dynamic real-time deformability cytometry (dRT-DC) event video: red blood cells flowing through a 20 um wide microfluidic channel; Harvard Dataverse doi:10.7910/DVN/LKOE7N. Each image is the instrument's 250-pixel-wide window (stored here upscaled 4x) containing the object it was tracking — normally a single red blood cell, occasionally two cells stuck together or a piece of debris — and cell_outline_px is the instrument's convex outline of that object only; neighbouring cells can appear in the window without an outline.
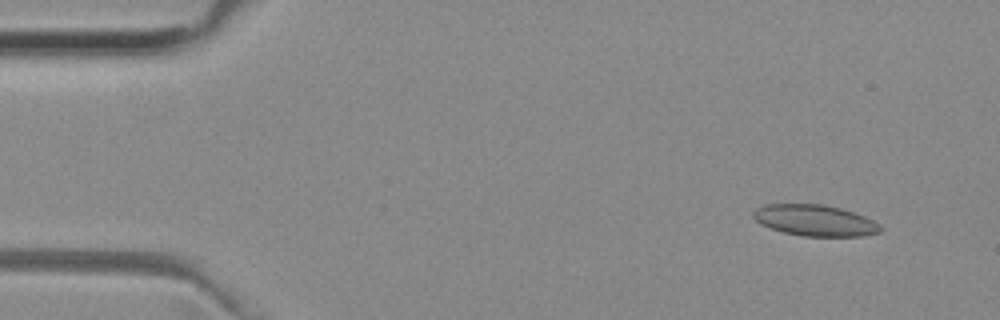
{"species": "common noctule bat (a hibernating species)", "species_latin": "Nyctalus noctula", "temperature_condition": "room temperature", "stored_images_in_passage": 51, "camera_frame_rate_fps": 3000, "um_per_image_px": 0.085, "animal": {"sex": "female", "body_mass_g": 29.2, "forearm_length_mm": 56.3}, "frame": {"image": 1, "passage_image": 3, "time_ms": 0.667, "image_size_px": [1000, 320], "cell_outline_px": [[884, 228], [880, 232], [864, 236], [804, 236], [784, 232], [772, 228], [756, 220], [752, 216], [752, 212], [756, 208], [768, 204], [820, 204], [840, 208], [864, 216], [880, 224]], "centroid_in_image_um": [69.3, 18.73], "position_along_channel_um": 15.7, "area_um2": 22.89}}
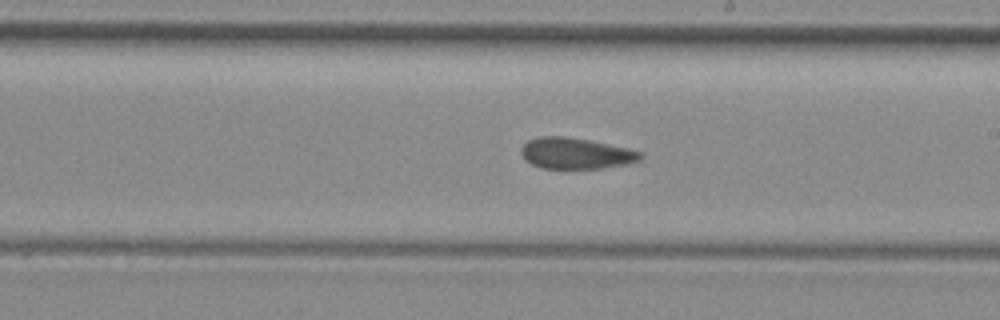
{"frame": {"image": 2, "passage_image": 28, "time_ms": 9.0, "image_size_px": [1000, 320], "cell_outline_px": [[644, 156], [640, 160], [628, 164], [604, 168], [540, 168], [524, 160], [520, 152], [520, 148], [528, 140], [540, 136], [564, 136], [588, 140], [628, 148], [640, 152]], "centroid_in_image_um": [48.93, 13.04], "position_along_channel_um": 240.1, "area_um2": 21.68}}
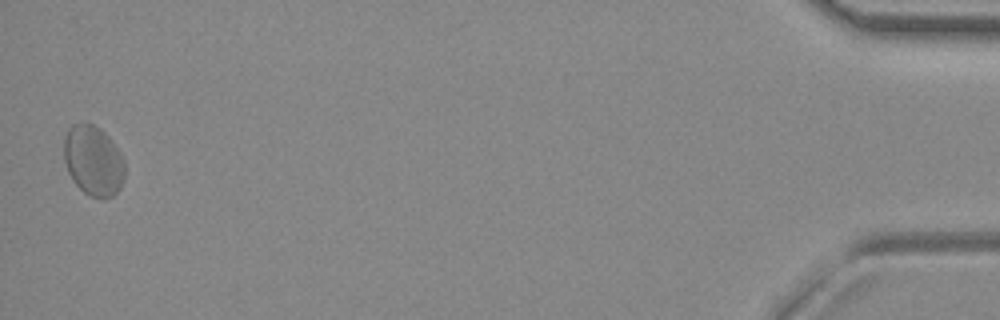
{"frame": {"image": 3, "passage_image": 50, "time_ms": 16.333, "image_size_px": [1000, 320], "cell_outline_px": [[124, 176], [120, 188], [112, 196], [104, 200], [88, 196], [72, 180], [68, 172], [64, 160], [64, 136], [68, 128], [72, 124], [84, 120], [100, 128], [108, 136], [120, 152], [124, 160]], "centroid_in_image_um": [7.91, 13.64], "position_along_channel_um": 427.3, "area_um2": 25.32}, "authors_computed_cell_mechanics": {"area_um2": 22.7154, "velocity_mm_per_s": 3.9365, "shape_relaxation_time_tau1_ms": null, "shape_relaxation_time_tau2_ms": 2.4454, "deformation_change_tau1": null, "deformation_change_tau2": 0.0706}}